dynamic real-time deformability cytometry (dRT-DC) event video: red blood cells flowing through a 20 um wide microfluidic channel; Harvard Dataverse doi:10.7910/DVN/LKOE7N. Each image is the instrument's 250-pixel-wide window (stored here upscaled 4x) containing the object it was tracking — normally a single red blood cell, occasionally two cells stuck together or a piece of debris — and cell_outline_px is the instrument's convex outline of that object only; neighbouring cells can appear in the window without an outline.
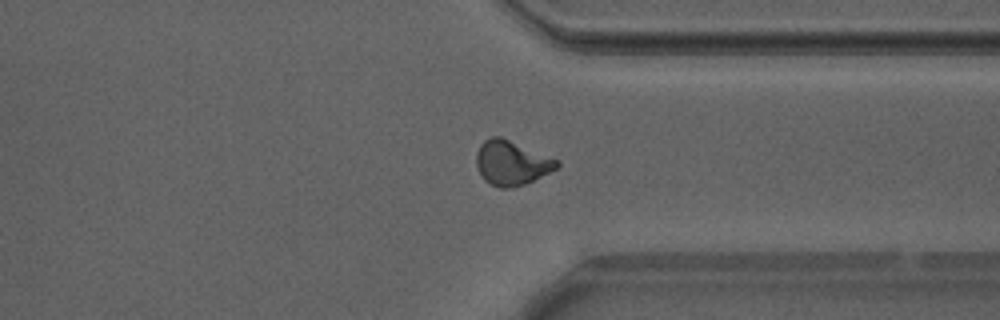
{"species": "Egyptian fruit bat (a non-hibernating species)", "species_latin": "Rousettus aegyptiacus", "temperature_condition": "warm", "stored_images_in_passage": 54, "camera_frame_rate_fps": 3000, "um_per_image_px": 0.085, "animal": {"sex": "male"}, "frame": {"image": 1, "passage_image": 41, "time_ms": 13.333, "image_size_px": [1000, 320], "cell_outline_px": [[560, 164], [556, 168], [524, 184], [512, 188], [500, 188], [484, 180], [476, 164], [476, 152], [480, 144], [484, 140], [492, 136], [500, 136], [560, 160]], "centroid_in_image_um": [43.46, 13.83], "position_along_channel_um": 367.9, "area_um2": 20.75}}
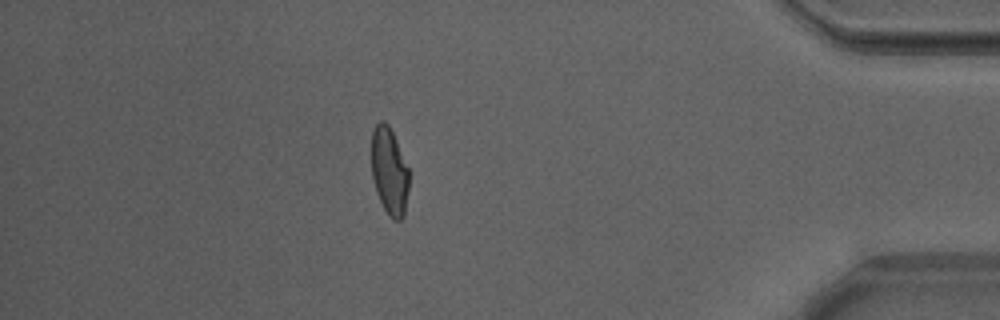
{"frame": {"image": 2, "passage_image": 47, "time_ms": 15.333, "image_size_px": [1000, 320], "cell_outline_px": [[408, 188], [404, 216], [400, 220], [392, 220], [388, 216], [376, 192], [372, 176], [372, 132], [376, 124], [380, 120], [384, 120], [388, 124], [396, 140], [408, 168]], "centroid_in_image_um": [33.09, 14.56], "position_along_channel_um": 402.1, "area_um2": 18.96}}
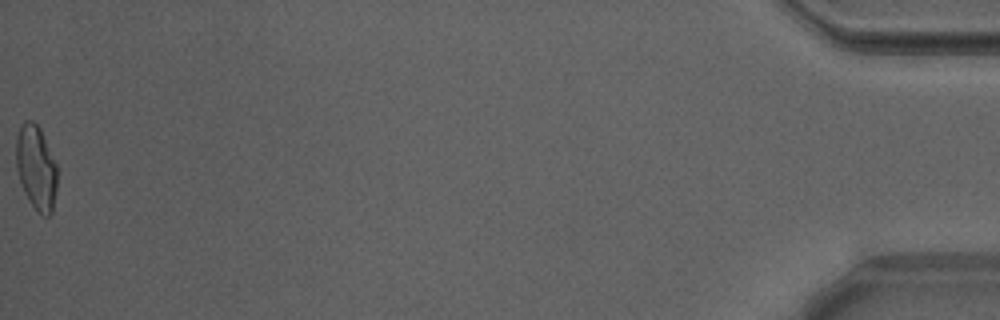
{"frame": {"image": 3, "passage_image": 54, "time_ms": 17.667, "image_size_px": [1000, 320], "cell_outline_px": [[56, 188], [52, 212], [48, 216], [40, 216], [36, 212], [24, 192], [20, 184], [16, 168], [16, 136], [24, 120], [32, 120], [40, 128], [56, 164]], "centroid_in_image_um": [3.05, 14.27], "position_along_channel_um": 432.1, "area_um2": 20.29}, "authors_computed_cell_mechanics": {"area_um2": 19.9699, "velocity_mm_per_s": 3.8847, "shape_relaxation_time_tau1_ms": 5.6043, "shape_relaxation_time_tau2_ms": 1.9984, "deformation_change_tau1": 0.1774, "deformation_change_tau2": 0.0797}}